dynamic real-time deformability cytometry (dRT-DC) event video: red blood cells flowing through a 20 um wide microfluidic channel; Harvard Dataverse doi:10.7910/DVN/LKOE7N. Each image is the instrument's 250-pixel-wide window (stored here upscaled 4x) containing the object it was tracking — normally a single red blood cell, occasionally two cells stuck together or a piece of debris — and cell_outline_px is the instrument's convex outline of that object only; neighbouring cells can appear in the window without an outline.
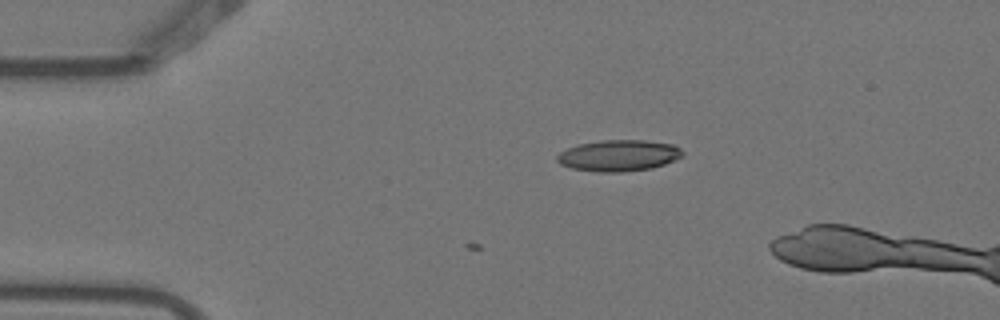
{"species": "Egyptian fruit bat (a non-hibernating species)", "species_latin": "Rousettus aegyptiacus", "temperature_condition": "warm", "stored_images_in_passage": 4, "camera_frame_rate_fps": 3000, "um_per_image_px": 0.085, "animal": {"sex": "female"}, "frame": {"image": 1, "passage_image": 3, "time_ms": 0.667, "image_size_px": [1000, 320], "cell_outline_px": [[684, 156], [664, 164], [652, 168], [624, 172], [596, 172], [572, 168], [560, 164], [556, 160], [556, 156], [560, 152], [576, 144], [600, 140], [644, 140], [672, 144], [680, 148], [684, 152]], "centroid_in_image_um": [52.58, 13.22], "position_along_channel_um": 32.4, "area_um2": 23.06}}